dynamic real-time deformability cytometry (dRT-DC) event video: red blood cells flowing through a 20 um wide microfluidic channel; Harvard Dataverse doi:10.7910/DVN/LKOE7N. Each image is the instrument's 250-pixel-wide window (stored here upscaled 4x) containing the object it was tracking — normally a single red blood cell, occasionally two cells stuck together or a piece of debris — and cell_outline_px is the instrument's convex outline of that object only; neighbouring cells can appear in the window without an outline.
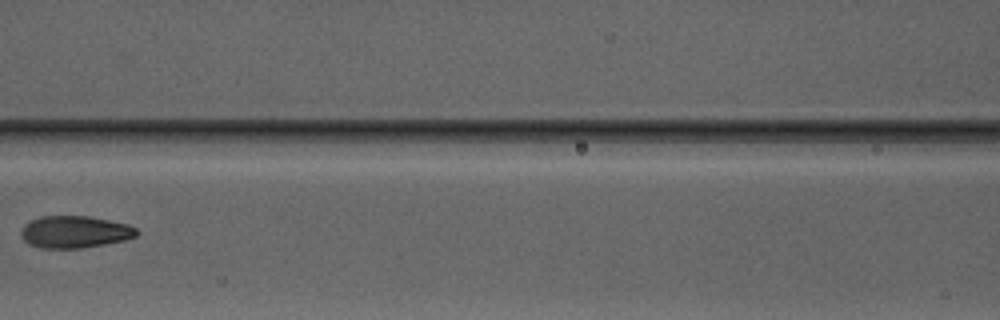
{"species": "Egyptian fruit bat (a non-hibernating species)", "species_latin": "Rousettus aegyptiacus", "temperature_condition": "warm", "stored_images_in_passage": 4, "camera_frame_rate_fps": 3000, "um_per_image_px": 0.085, "animal": {"sex": "male"}, "frame": {"image": 1, "passage_image": 4, "time_ms": 4.333, "image_size_px": [1000, 320], "cell_outline_px": [[140, 232], [136, 236], [124, 240], [104, 244], [80, 248], [40, 248], [28, 244], [24, 240], [20, 232], [24, 224], [40, 216], [88, 216], [128, 224], [136, 228]], "centroid_in_image_um": [6.35, 19.71], "position_along_channel_um": 160.3, "area_um2": 21.62}}